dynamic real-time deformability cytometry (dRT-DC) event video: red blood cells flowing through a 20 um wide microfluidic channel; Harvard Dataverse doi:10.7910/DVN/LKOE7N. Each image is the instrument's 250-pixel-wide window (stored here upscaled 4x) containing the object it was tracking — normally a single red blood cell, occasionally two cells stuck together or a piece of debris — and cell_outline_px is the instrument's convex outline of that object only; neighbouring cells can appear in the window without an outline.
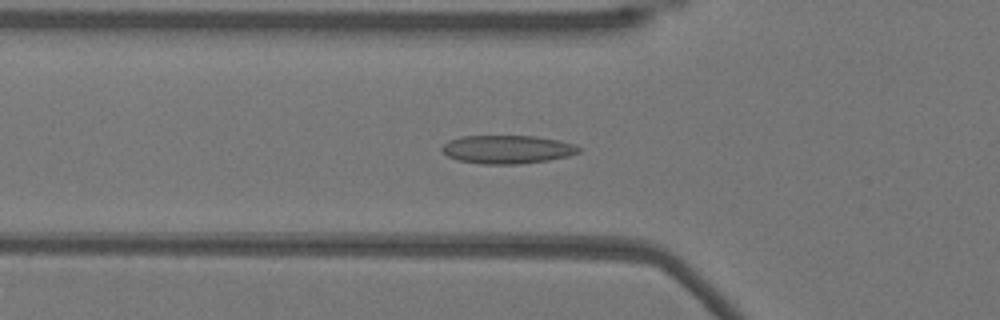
{"species": "Egyptian fruit bat (a non-hibernating species)", "species_latin": "Rousettus aegyptiacus", "temperature_condition": "warm", "stored_images_in_passage": 52, "camera_frame_rate_fps": 3000, "um_per_image_px": 0.085, "animal": {"sex": "female"}, "frame": {"image": 1, "passage_image": 17, "time_ms": 5.333, "image_size_px": [1000, 320], "cell_outline_px": [[580, 152], [568, 156], [548, 160], [520, 164], [480, 164], [460, 160], [448, 156], [440, 148], [448, 140], [460, 136], [536, 136], [560, 140], [572, 144], [580, 148]], "centroid_in_image_um": [43.11, 12.69], "position_along_channel_um": 82.7, "area_um2": 22.6}}
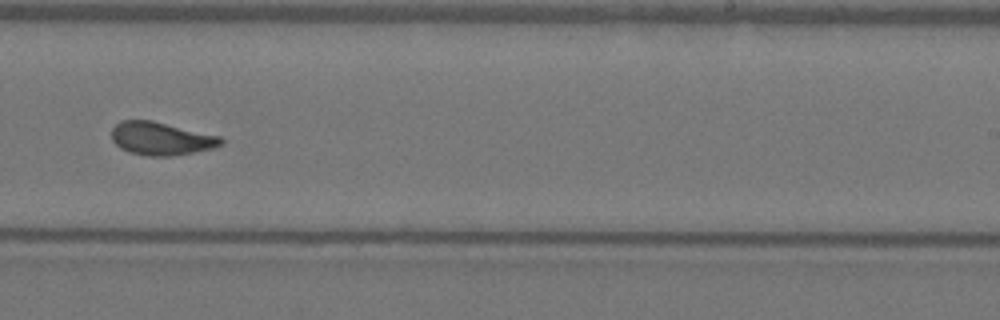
{"frame": {"image": 2, "passage_image": 32, "time_ms": 10.333, "image_size_px": [1000, 320], "cell_outline_px": [[224, 144], [212, 148], [192, 152], [168, 156], [148, 156], [128, 152], [120, 148], [112, 140], [112, 128], [120, 120], [152, 120], [220, 136], [224, 140]], "centroid_in_image_um": [13.68, 11.77], "position_along_channel_um": 275.3, "area_um2": 21.04}}
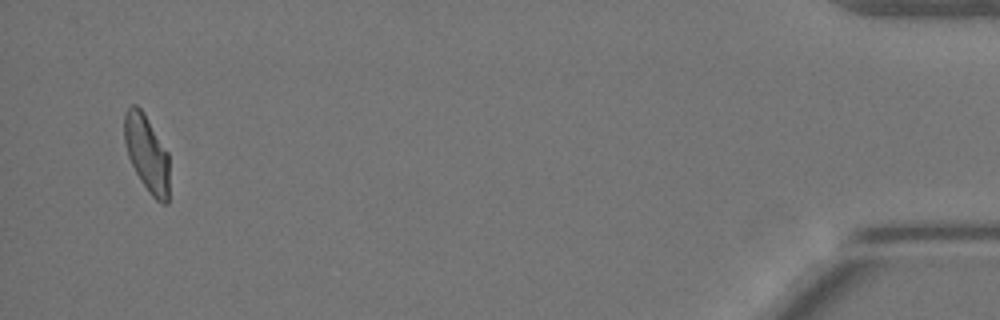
{"frame": {"image": 3, "passage_image": 50, "time_ms": 16.333, "image_size_px": [1000, 320], "cell_outline_px": [[168, 204], [160, 204], [148, 192], [140, 180], [128, 156], [124, 140], [124, 112], [132, 104], [136, 104], [144, 112], [168, 152]], "centroid_in_image_um": [12.47, 13.03], "position_along_channel_um": 422.7, "area_um2": 20.17}, "authors_computed_cell_mechanics": {"area_um2": 21.1837, "velocity_mm_per_s": 3.8455, "shape_relaxation_time_tau1_ms": 7.0529, "shape_relaxation_time_tau2_ms": 1.2323, "deformation_change_tau1": 0.2181, "deformation_change_tau2": 0.0662}}